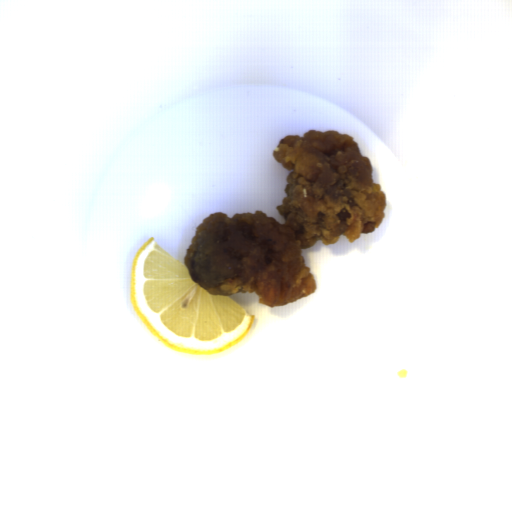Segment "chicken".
I'll return each mask as SVG.
<instances>
[{
    "instance_id": "1",
    "label": "chicken",
    "mask_w": 512,
    "mask_h": 512,
    "mask_svg": "<svg viewBox=\"0 0 512 512\" xmlns=\"http://www.w3.org/2000/svg\"><path fill=\"white\" fill-rule=\"evenodd\" d=\"M273 156L289 171L286 197L276 206L284 222L258 209L207 216L196 227L183 263L208 293L254 292L260 303L274 308L316 288L301 249L375 232L386 195L373 179L370 158L349 133L310 129L303 138L285 135Z\"/></svg>"
}]
</instances>
